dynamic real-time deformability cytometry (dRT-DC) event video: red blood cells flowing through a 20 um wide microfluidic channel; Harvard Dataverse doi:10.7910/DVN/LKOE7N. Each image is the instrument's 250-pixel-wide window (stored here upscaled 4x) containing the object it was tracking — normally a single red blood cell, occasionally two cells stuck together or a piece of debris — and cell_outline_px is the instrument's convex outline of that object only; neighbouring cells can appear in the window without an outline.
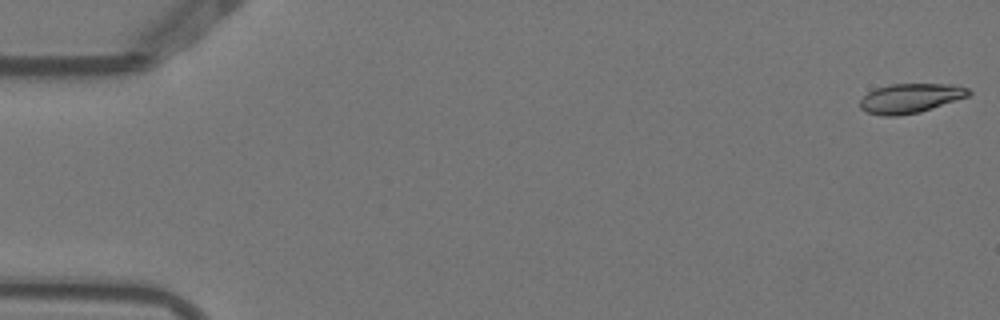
{"species": "Egyptian fruit bat (a non-hibernating species)", "species_latin": "Rousettus aegyptiacus", "temperature_condition": "warm", "stored_images_in_passage": 5, "camera_frame_rate_fps": 3000, "um_per_image_px": 0.085, "animal": {"sex": "female"}, "frame": {"image": 1, "passage_image": 1, "time_ms": 0.0, "image_size_px": [1000, 320], "cell_outline_px": [[972, 92], [968, 96], [920, 112], [896, 116], [884, 116], [868, 112], [860, 108], [860, 100], [868, 92], [876, 88], [892, 84], [956, 84], [968, 88]], "centroid_in_image_um": [77.39, 8.34], "position_along_channel_um": 7.6, "area_um2": 18.55}}
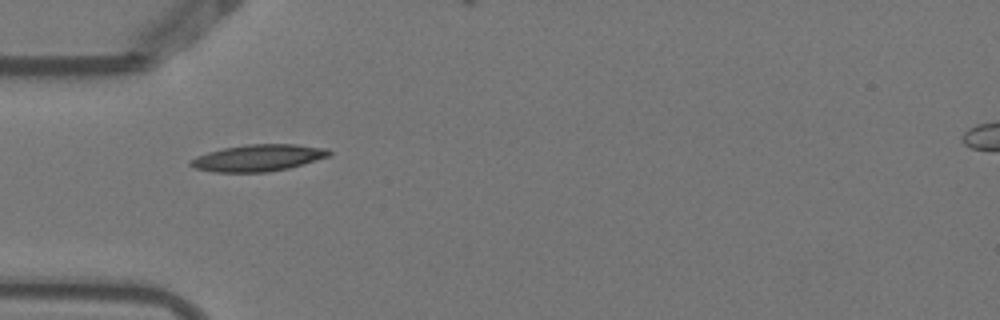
{"frame": {"image": 2, "passage_image": 4, "time_ms": 1.0, "image_size_px": [1000, 320], "cell_outline_px": [[332, 152], [328, 156], [304, 164], [288, 168], [268, 172], [216, 172], [196, 168], [188, 164], [188, 160], [196, 156], [208, 152], [224, 148], [248, 144], [296, 144], [328, 148]], "centroid_in_image_um": [21.95, 13.41], "position_along_channel_um": 63.1, "area_um2": 21.56}}
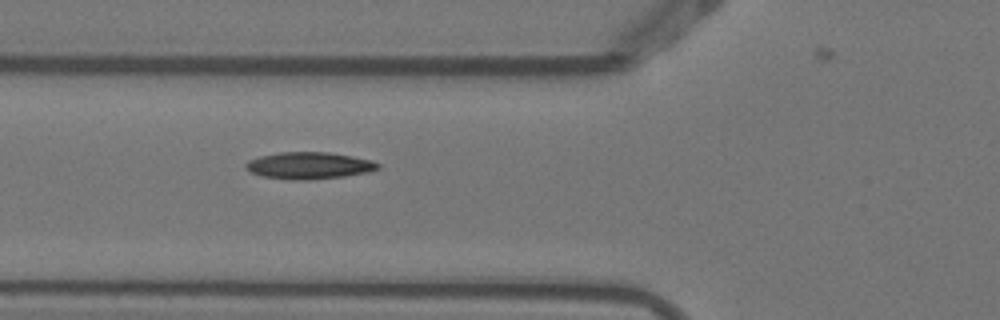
{"frame": {"image": 3, "passage_image": 5, "time_ms": 1.333, "image_size_px": [1000, 320], "cell_outline_px": [[380, 168], [368, 172], [344, 176], [308, 180], [292, 180], [260, 176], [244, 168], [244, 164], [248, 160], [260, 156], [280, 152], [328, 152], [352, 156], [372, 160], [380, 164]], "centroid_in_image_um": [26.25, 14.07], "position_along_channel_um": 99.5, "area_um2": 20.81}}